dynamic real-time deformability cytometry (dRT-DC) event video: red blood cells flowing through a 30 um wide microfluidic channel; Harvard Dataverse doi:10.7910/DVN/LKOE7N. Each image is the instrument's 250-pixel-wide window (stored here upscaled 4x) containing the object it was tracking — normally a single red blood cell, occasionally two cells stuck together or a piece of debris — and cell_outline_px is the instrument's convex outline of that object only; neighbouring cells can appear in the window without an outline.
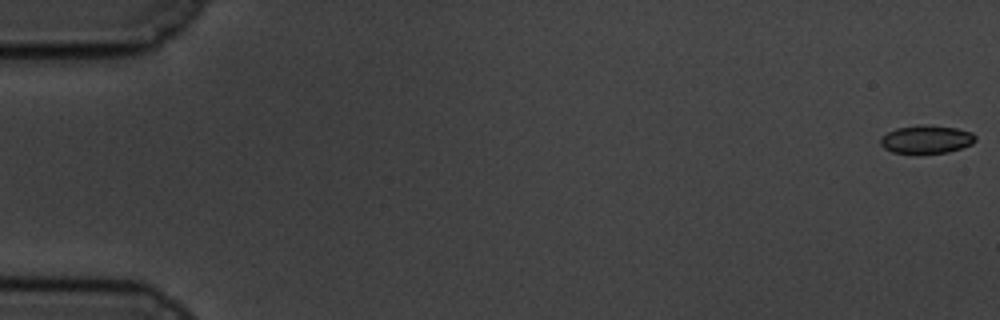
{"species": "common noctule bat (a hibernating species)", "species_latin": "Nyctalus noctula", "temperature_condition": "cold", "stored_images_in_passage": 59, "camera_frame_rate_fps": 3000, "um_per_image_px": 0.085, "animal": {"sex": "male", "body_mass_g": 19.5, "forearm_length_mm": 54.6}, "frame": {"image": 1, "passage_image": 1, "time_ms": 0.0, "image_size_px": [1000, 320], "cell_outline_px": [[976, 140], [972, 144], [948, 152], [892, 152], [884, 148], [880, 144], [880, 140], [888, 132], [896, 128], [920, 124], [924, 124], [956, 128], [972, 132], [976, 136]], "centroid_in_image_um": [78.77, 11.82], "position_along_channel_um": 6.2, "area_um2": 15.32}}
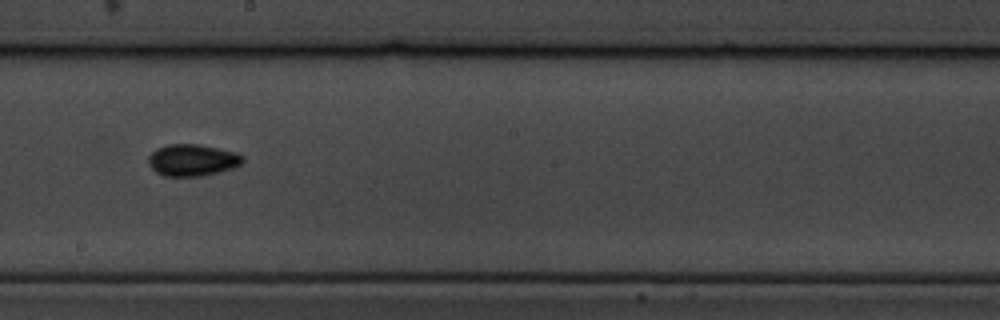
{"frame": {"image": 2, "passage_image": 34, "time_ms": 11.0, "image_size_px": [1000, 320], "cell_outline_px": [[244, 160], [240, 164], [232, 168], [200, 176], [164, 176], [156, 172], [148, 164], [148, 156], [156, 148], [168, 144], [196, 144], [236, 152], [244, 156]], "centroid_in_image_um": [16.32, 13.6], "position_along_channel_um": 231.9, "area_um2": 17.34}}
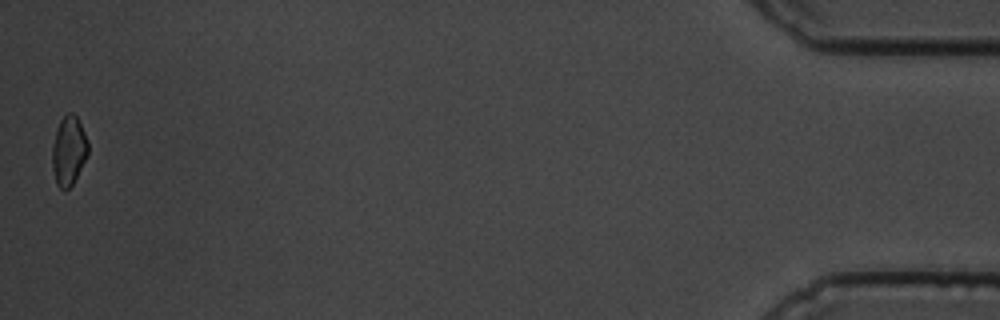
{"frame": {"image": 3, "passage_image": 59, "time_ms": 19.333, "image_size_px": [1000, 320], "cell_outline_px": [[88, 156], [72, 184], [68, 188], [60, 188], [56, 184], [52, 168], [52, 144], [56, 128], [60, 120], [68, 112], [72, 112], [76, 116], [88, 140]], "centroid_in_image_um": [5.83, 12.79], "position_along_channel_um": 429.4, "area_um2": 14.51}, "authors_computed_cell_mechanics": {"area_um2": 15.9528, "velocity_mm_per_s": 3.4461, "shape_relaxation_time_tau1_ms": 4.1009, "shape_relaxation_time_tau2_ms": 8.2835, "deformation_change_tau1": 0.0638, "deformation_change_tau2": 0.0901}}